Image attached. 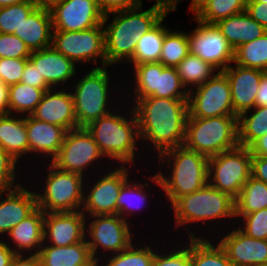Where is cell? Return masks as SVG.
Wrapping results in <instances>:
<instances>
[{"mask_svg": "<svg viewBox=\"0 0 267 266\" xmlns=\"http://www.w3.org/2000/svg\"><path fill=\"white\" fill-rule=\"evenodd\" d=\"M28 59L0 58V80L8 86L21 81Z\"/></svg>", "mask_w": 267, "mask_h": 266, "instance_id": "cell-44", "label": "cell"}, {"mask_svg": "<svg viewBox=\"0 0 267 266\" xmlns=\"http://www.w3.org/2000/svg\"><path fill=\"white\" fill-rule=\"evenodd\" d=\"M158 157L162 164L172 165L171 174L165 177L160 171L150 180L164 190L171 205L181 196L191 194L208 183V157L184 145L165 150Z\"/></svg>", "mask_w": 267, "mask_h": 266, "instance_id": "cell-3", "label": "cell"}, {"mask_svg": "<svg viewBox=\"0 0 267 266\" xmlns=\"http://www.w3.org/2000/svg\"><path fill=\"white\" fill-rule=\"evenodd\" d=\"M126 165H121L115 170H110L94 183L93 187L85 191L81 211L89 216L117 214V199L122 185L129 179ZM89 192V193H88ZM88 194V195H86Z\"/></svg>", "mask_w": 267, "mask_h": 266, "instance_id": "cell-17", "label": "cell"}, {"mask_svg": "<svg viewBox=\"0 0 267 266\" xmlns=\"http://www.w3.org/2000/svg\"><path fill=\"white\" fill-rule=\"evenodd\" d=\"M24 1H29V0H0V7L10 6Z\"/></svg>", "mask_w": 267, "mask_h": 266, "instance_id": "cell-59", "label": "cell"}, {"mask_svg": "<svg viewBox=\"0 0 267 266\" xmlns=\"http://www.w3.org/2000/svg\"><path fill=\"white\" fill-rule=\"evenodd\" d=\"M37 7L50 8L54 3L60 2L62 0H32Z\"/></svg>", "mask_w": 267, "mask_h": 266, "instance_id": "cell-57", "label": "cell"}, {"mask_svg": "<svg viewBox=\"0 0 267 266\" xmlns=\"http://www.w3.org/2000/svg\"><path fill=\"white\" fill-rule=\"evenodd\" d=\"M12 115L0 114V147L18 162L21 156L29 153L26 117Z\"/></svg>", "mask_w": 267, "mask_h": 266, "instance_id": "cell-28", "label": "cell"}, {"mask_svg": "<svg viewBox=\"0 0 267 266\" xmlns=\"http://www.w3.org/2000/svg\"><path fill=\"white\" fill-rule=\"evenodd\" d=\"M207 1L209 0H192L189 9L195 13Z\"/></svg>", "mask_w": 267, "mask_h": 266, "instance_id": "cell-58", "label": "cell"}, {"mask_svg": "<svg viewBox=\"0 0 267 266\" xmlns=\"http://www.w3.org/2000/svg\"><path fill=\"white\" fill-rule=\"evenodd\" d=\"M130 110V120L110 112L85 127L104 157L116 159L123 165L133 163L137 154L136 142L140 140L137 118L133 108Z\"/></svg>", "mask_w": 267, "mask_h": 266, "instance_id": "cell-4", "label": "cell"}, {"mask_svg": "<svg viewBox=\"0 0 267 266\" xmlns=\"http://www.w3.org/2000/svg\"><path fill=\"white\" fill-rule=\"evenodd\" d=\"M219 245L226 252L232 266H256L267 263V240H258L240 228L221 238Z\"/></svg>", "mask_w": 267, "mask_h": 266, "instance_id": "cell-20", "label": "cell"}, {"mask_svg": "<svg viewBox=\"0 0 267 266\" xmlns=\"http://www.w3.org/2000/svg\"><path fill=\"white\" fill-rule=\"evenodd\" d=\"M107 70L106 67H95L75 83V90L71 94L78 128L86 127L92 121L110 113L106 109L110 97Z\"/></svg>", "mask_w": 267, "mask_h": 266, "instance_id": "cell-9", "label": "cell"}, {"mask_svg": "<svg viewBox=\"0 0 267 266\" xmlns=\"http://www.w3.org/2000/svg\"><path fill=\"white\" fill-rule=\"evenodd\" d=\"M44 215L38 207L23 221L14 226L7 234L16 247H10L17 255L28 251L37 255L44 244ZM16 243V244H15ZM31 249L34 250L31 252ZM37 251V252H36Z\"/></svg>", "mask_w": 267, "mask_h": 266, "instance_id": "cell-26", "label": "cell"}, {"mask_svg": "<svg viewBox=\"0 0 267 266\" xmlns=\"http://www.w3.org/2000/svg\"><path fill=\"white\" fill-rule=\"evenodd\" d=\"M87 216L76 212H48L44 215L43 241L56 247L70 246L83 242L86 234ZM49 239V240H48ZM51 243V244H50Z\"/></svg>", "mask_w": 267, "mask_h": 266, "instance_id": "cell-18", "label": "cell"}, {"mask_svg": "<svg viewBox=\"0 0 267 266\" xmlns=\"http://www.w3.org/2000/svg\"><path fill=\"white\" fill-rule=\"evenodd\" d=\"M165 15L154 27L146 32L137 42L132 59L128 63L138 65L141 63L159 62L164 37L168 29L162 25Z\"/></svg>", "mask_w": 267, "mask_h": 266, "instance_id": "cell-30", "label": "cell"}, {"mask_svg": "<svg viewBox=\"0 0 267 266\" xmlns=\"http://www.w3.org/2000/svg\"><path fill=\"white\" fill-rule=\"evenodd\" d=\"M130 181L131 180H127L122 185L117 199V215H119L122 219H125V216L123 217V215L126 213L127 216L132 210L141 209L143 206L142 203L144 204L147 199V195L145 194L146 190H143V188L144 186L148 187V183L146 182L141 185L140 183H132V181Z\"/></svg>", "mask_w": 267, "mask_h": 266, "instance_id": "cell-39", "label": "cell"}, {"mask_svg": "<svg viewBox=\"0 0 267 266\" xmlns=\"http://www.w3.org/2000/svg\"><path fill=\"white\" fill-rule=\"evenodd\" d=\"M99 259L100 258L92 257L89 261L79 266H100L98 265Z\"/></svg>", "mask_w": 267, "mask_h": 266, "instance_id": "cell-60", "label": "cell"}, {"mask_svg": "<svg viewBox=\"0 0 267 266\" xmlns=\"http://www.w3.org/2000/svg\"><path fill=\"white\" fill-rule=\"evenodd\" d=\"M9 113V86L0 80V114Z\"/></svg>", "mask_w": 267, "mask_h": 266, "instance_id": "cell-54", "label": "cell"}, {"mask_svg": "<svg viewBox=\"0 0 267 266\" xmlns=\"http://www.w3.org/2000/svg\"><path fill=\"white\" fill-rule=\"evenodd\" d=\"M52 19L49 8L36 7L20 24L19 37L31 51L45 49L52 45Z\"/></svg>", "mask_w": 267, "mask_h": 266, "instance_id": "cell-25", "label": "cell"}, {"mask_svg": "<svg viewBox=\"0 0 267 266\" xmlns=\"http://www.w3.org/2000/svg\"><path fill=\"white\" fill-rule=\"evenodd\" d=\"M267 106V71L262 76L259 84V90L256 94L255 107Z\"/></svg>", "mask_w": 267, "mask_h": 266, "instance_id": "cell-52", "label": "cell"}, {"mask_svg": "<svg viewBox=\"0 0 267 266\" xmlns=\"http://www.w3.org/2000/svg\"><path fill=\"white\" fill-rule=\"evenodd\" d=\"M29 59L51 87L55 86L56 88L57 85L66 83L77 73L75 69L76 63L52 46L32 51Z\"/></svg>", "mask_w": 267, "mask_h": 266, "instance_id": "cell-23", "label": "cell"}, {"mask_svg": "<svg viewBox=\"0 0 267 266\" xmlns=\"http://www.w3.org/2000/svg\"><path fill=\"white\" fill-rule=\"evenodd\" d=\"M188 112V117L197 118L236 116L230 84L223 71H218L206 83L189 90Z\"/></svg>", "mask_w": 267, "mask_h": 266, "instance_id": "cell-12", "label": "cell"}, {"mask_svg": "<svg viewBox=\"0 0 267 266\" xmlns=\"http://www.w3.org/2000/svg\"><path fill=\"white\" fill-rule=\"evenodd\" d=\"M267 208V184L250 177L235 198V215H246Z\"/></svg>", "mask_w": 267, "mask_h": 266, "instance_id": "cell-32", "label": "cell"}, {"mask_svg": "<svg viewBox=\"0 0 267 266\" xmlns=\"http://www.w3.org/2000/svg\"><path fill=\"white\" fill-rule=\"evenodd\" d=\"M235 64L245 68L267 71V32L234 50Z\"/></svg>", "mask_w": 267, "mask_h": 266, "instance_id": "cell-36", "label": "cell"}, {"mask_svg": "<svg viewBox=\"0 0 267 266\" xmlns=\"http://www.w3.org/2000/svg\"><path fill=\"white\" fill-rule=\"evenodd\" d=\"M36 7L32 0L0 7V33L18 32L20 24Z\"/></svg>", "mask_w": 267, "mask_h": 266, "instance_id": "cell-40", "label": "cell"}, {"mask_svg": "<svg viewBox=\"0 0 267 266\" xmlns=\"http://www.w3.org/2000/svg\"><path fill=\"white\" fill-rule=\"evenodd\" d=\"M2 194H6V198L0 200V234L3 235L37 208V197L34 191H28L21 184L13 189L0 191V198Z\"/></svg>", "mask_w": 267, "mask_h": 266, "instance_id": "cell-22", "label": "cell"}, {"mask_svg": "<svg viewBox=\"0 0 267 266\" xmlns=\"http://www.w3.org/2000/svg\"><path fill=\"white\" fill-rule=\"evenodd\" d=\"M99 8L104 13H111L135 7L140 3L139 0H98Z\"/></svg>", "mask_w": 267, "mask_h": 266, "instance_id": "cell-48", "label": "cell"}, {"mask_svg": "<svg viewBox=\"0 0 267 266\" xmlns=\"http://www.w3.org/2000/svg\"><path fill=\"white\" fill-rule=\"evenodd\" d=\"M104 15L103 24L83 31H52V47L72 62L86 63L91 60L97 63L101 59L102 67H106L104 25L110 18Z\"/></svg>", "mask_w": 267, "mask_h": 266, "instance_id": "cell-10", "label": "cell"}, {"mask_svg": "<svg viewBox=\"0 0 267 266\" xmlns=\"http://www.w3.org/2000/svg\"><path fill=\"white\" fill-rule=\"evenodd\" d=\"M188 247V248H187ZM187 247L171 250L165 255L156 252L151 266H191L190 262V239Z\"/></svg>", "mask_w": 267, "mask_h": 266, "instance_id": "cell-46", "label": "cell"}, {"mask_svg": "<svg viewBox=\"0 0 267 266\" xmlns=\"http://www.w3.org/2000/svg\"><path fill=\"white\" fill-rule=\"evenodd\" d=\"M50 89L45 91L40 103L31 113L35 119L65 128L67 131L78 128L74 113L71 92Z\"/></svg>", "mask_w": 267, "mask_h": 266, "instance_id": "cell-21", "label": "cell"}, {"mask_svg": "<svg viewBox=\"0 0 267 266\" xmlns=\"http://www.w3.org/2000/svg\"><path fill=\"white\" fill-rule=\"evenodd\" d=\"M251 176L267 184V156H252Z\"/></svg>", "mask_w": 267, "mask_h": 266, "instance_id": "cell-50", "label": "cell"}, {"mask_svg": "<svg viewBox=\"0 0 267 266\" xmlns=\"http://www.w3.org/2000/svg\"><path fill=\"white\" fill-rule=\"evenodd\" d=\"M24 255H16L10 266H39V260L36 255L30 254L27 257Z\"/></svg>", "mask_w": 267, "mask_h": 266, "instance_id": "cell-55", "label": "cell"}, {"mask_svg": "<svg viewBox=\"0 0 267 266\" xmlns=\"http://www.w3.org/2000/svg\"><path fill=\"white\" fill-rule=\"evenodd\" d=\"M256 266H267V263H266V264H260V265H256Z\"/></svg>", "mask_w": 267, "mask_h": 266, "instance_id": "cell-62", "label": "cell"}, {"mask_svg": "<svg viewBox=\"0 0 267 266\" xmlns=\"http://www.w3.org/2000/svg\"><path fill=\"white\" fill-rule=\"evenodd\" d=\"M26 131L29 141V155L30 152H39L46 157L47 155L52 156V159L60 150L67 132L63 127L35 119L31 115L26 116Z\"/></svg>", "mask_w": 267, "mask_h": 266, "instance_id": "cell-24", "label": "cell"}, {"mask_svg": "<svg viewBox=\"0 0 267 266\" xmlns=\"http://www.w3.org/2000/svg\"><path fill=\"white\" fill-rule=\"evenodd\" d=\"M215 24L233 50L261 37L267 32L246 11L220 19Z\"/></svg>", "mask_w": 267, "mask_h": 266, "instance_id": "cell-27", "label": "cell"}, {"mask_svg": "<svg viewBox=\"0 0 267 266\" xmlns=\"http://www.w3.org/2000/svg\"><path fill=\"white\" fill-rule=\"evenodd\" d=\"M229 81L234 113L239 117L255 107L256 94L265 71L257 68H245L237 64L223 71Z\"/></svg>", "mask_w": 267, "mask_h": 266, "instance_id": "cell-19", "label": "cell"}, {"mask_svg": "<svg viewBox=\"0 0 267 266\" xmlns=\"http://www.w3.org/2000/svg\"><path fill=\"white\" fill-rule=\"evenodd\" d=\"M32 51L16 35L0 33V58L29 59Z\"/></svg>", "mask_w": 267, "mask_h": 266, "instance_id": "cell-43", "label": "cell"}, {"mask_svg": "<svg viewBox=\"0 0 267 266\" xmlns=\"http://www.w3.org/2000/svg\"><path fill=\"white\" fill-rule=\"evenodd\" d=\"M90 221L86 232L89 234L87 244L92 257L97 256V250L101 247L106 252L109 250L113 254L125 250L132 243V233L130 232L129 223L119 215H95ZM100 246V247H99ZM99 247V248H98Z\"/></svg>", "mask_w": 267, "mask_h": 266, "instance_id": "cell-15", "label": "cell"}, {"mask_svg": "<svg viewBox=\"0 0 267 266\" xmlns=\"http://www.w3.org/2000/svg\"><path fill=\"white\" fill-rule=\"evenodd\" d=\"M248 148L252 156H267V133L255 140Z\"/></svg>", "mask_w": 267, "mask_h": 266, "instance_id": "cell-53", "label": "cell"}, {"mask_svg": "<svg viewBox=\"0 0 267 266\" xmlns=\"http://www.w3.org/2000/svg\"><path fill=\"white\" fill-rule=\"evenodd\" d=\"M141 10L142 3L129 9L111 12L112 22L104 27L106 67L119 62L128 63L142 35L168 14L163 6L157 4L148 10Z\"/></svg>", "mask_w": 267, "mask_h": 266, "instance_id": "cell-2", "label": "cell"}, {"mask_svg": "<svg viewBox=\"0 0 267 266\" xmlns=\"http://www.w3.org/2000/svg\"><path fill=\"white\" fill-rule=\"evenodd\" d=\"M189 54L188 34L166 32L159 62L165 67H176Z\"/></svg>", "mask_w": 267, "mask_h": 266, "instance_id": "cell-38", "label": "cell"}, {"mask_svg": "<svg viewBox=\"0 0 267 266\" xmlns=\"http://www.w3.org/2000/svg\"><path fill=\"white\" fill-rule=\"evenodd\" d=\"M238 145L237 116L187 117L186 148L210 158Z\"/></svg>", "mask_w": 267, "mask_h": 266, "instance_id": "cell-5", "label": "cell"}, {"mask_svg": "<svg viewBox=\"0 0 267 266\" xmlns=\"http://www.w3.org/2000/svg\"><path fill=\"white\" fill-rule=\"evenodd\" d=\"M133 101L140 140L153 143L158 155L184 145L188 99L148 96Z\"/></svg>", "mask_w": 267, "mask_h": 266, "instance_id": "cell-1", "label": "cell"}, {"mask_svg": "<svg viewBox=\"0 0 267 266\" xmlns=\"http://www.w3.org/2000/svg\"><path fill=\"white\" fill-rule=\"evenodd\" d=\"M155 254L156 252L146 244L143 248H137V245L131 243L125 250L109 257V262L105 266H151Z\"/></svg>", "mask_w": 267, "mask_h": 266, "instance_id": "cell-41", "label": "cell"}, {"mask_svg": "<svg viewBox=\"0 0 267 266\" xmlns=\"http://www.w3.org/2000/svg\"><path fill=\"white\" fill-rule=\"evenodd\" d=\"M48 170L44 193H36L37 207L44 213L80 211L84 201L83 176L60 170L51 163Z\"/></svg>", "mask_w": 267, "mask_h": 266, "instance_id": "cell-7", "label": "cell"}, {"mask_svg": "<svg viewBox=\"0 0 267 266\" xmlns=\"http://www.w3.org/2000/svg\"><path fill=\"white\" fill-rule=\"evenodd\" d=\"M251 172L252 154L244 146L238 145L208 160V183L234 199L251 177Z\"/></svg>", "mask_w": 267, "mask_h": 266, "instance_id": "cell-8", "label": "cell"}, {"mask_svg": "<svg viewBox=\"0 0 267 266\" xmlns=\"http://www.w3.org/2000/svg\"><path fill=\"white\" fill-rule=\"evenodd\" d=\"M44 89L36 88L23 84L21 82L9 86V113L15 112L25 115H31L40 103Z\"/></svg>", "mask_w": 267, "mask_h": 266, "instance_id": "cell-35", "label": "cell"}, {"mask_svg": "<svg viewBox=\"0 0 267 266\" xmlns=\"http://www.w3.org/2000/svg\"><path fill=\"white\" fill-rule=\"evenodd\" d=\"M247 3L248 0H209L194 13V17L205 23H216L245 11Z\"/></svg>", "mask_w": 267, "mask_h": 266, "instance_id": "cell-37", "label": "cell"}, {"mask_svg": "<svg viewBox=\"0 0 267 266\" xmlns=\"http://www.w3.org/2000/svg\"><path fill=\"white\" fill-rule=\"evenodd\" d=\"M253 110L250 116L246 111L238 117V143L247 148L267 133V106Z\"/></svg>", "mask_w": 267, "mask_h": 266, "instance_id": "cell-34", "label": "cell"}, {"mask_svg": "<svg viewBox=\"0 0 267 266\" xmlns=\"http://www.w3.org/2000/svg\"><path fill=\"white\" fill-rule=\"evenodd\" d=\"M20 82L29 86L44 89L45 91L54 89L45 81L43 76L40 75V72L35 68L34 63L30 59L26 62Z\"/></svg>", "mask_w": 267, "mask_h": 266, "instance_id": "cell-47", "label": "cell"}, {"mask_svg": "<svg viewBox=\"0 0 267 266\" xmlns=\"http://www.w3.org/2000/svg\"><path fill=\"white\" fill-rule=\"evenodd\" d=\"M245 11L267 31V3L248 1Z\"/></svg>", "mask_w": 267, "mask_h": 266, "instance_id": "cell-49", "label": "cell"}, {"mask_svg": "<svg viewBox=\"0 0 267 266\" xmlns=\"http://www.w3.org/2000/svg\"><path fill=\"white\" fill-rule=\"evenodd\" d=\"M135 79L134 99L158 98L188 99L189 90L179 77L176 67H165L160 62L133 65Z\"/></svg>", "mask_w": 267, "mask_h": 266, "instance_id": "cell-11", "label": "cell"}, {"mask_svg": "<svg viewBox=\"0 0 267 266\" xmlns=\"http://www.w3.org/2000/svg\"><path fill=\"white\" fill-rule=\"evenodd\" d=\"M142 3V0H139ZM157 5L163 6L168 12L177 10V4L182 0H155Z\"/></svg>", "mask_w": 267, "mask_h": 266, "instance_id": "cell-56", "label": "cell"}, {"mask_svg": "<svg viewBox=\"0 0 267 266\" xmlns=\"http://www.w3.org/2000/svg\"><path fill=\"white\" fill-rule=\"evenodd\" d=\"M17 161L0 147V191H7L20 185H15V169Z\"/></svg>", "mask_w": 267, "mask_h": 266, "instance_id": "cell-45", "label": "cell"}, {"mask_svg": "<svg viewBox=\"0 0 267 266\" xmlns=\"http://www.w3.org/2000/svg\"><path fill=\"white\" fill-rule=\"evenodd\" d=\"M175 213V227L193 222L235 219V199L207 183L203 188L178 198L171 205Z\"/></svg>", "mask_w": 267, "mask_h": 266, "instance_id": "cell-6", "label": "cell"}, {"mask_svg": "<svg viewBox=\"0 0 267 266\" xmlns=\"http://www.w3.org/2000/svg\"><path fill=\"white\" fill-rule=\"evenodd\" d=\"M10 243H5L0 240V266H10L16 253L10 248Z\"/></svg>", "mask_w": 267, "mask_h": 266, "instance_id": "cell-51", "label": "cell"}, {"mask_svg": "<svg viewBox=\"0 0 267 266\" xmlns=\"http://www.w3.org/2000/svg\"><path fill=\"white\" fill-rule=\"evenodd\" d=\"M190 238V262L191 266H232L224 249L216 243L212 244L208 239L196 237L192 231H188Z\"/></svg>", "mask_w": 267, "mask_h": 266, "instance_id": "cell-31", "label": "cell"}, {"mask_svg": "<svg viewBox=\"0 0 267 266\" xmlns=\"http://www.w3.org/2000/svg\"><path fill=\"white\" fill-rule=\"evenodd\" d=\"M102 156L92 135L85 127H79L66 132L60 150L50 163L60 170L84 176L86 168Z\"/></svg>", "mask_w": 267, "mask_h": 266, "instance_id": "cell-13", "label": "cell"}, {"mask_svg": "<svg viewBox=\"0 0 267 266\" xmlns=\"http://www.w3.org/2000/svg\"><path fill=\"white\" fill-rule=\"evenodd\" d=\"M44 245L36 255L39 266H79L92 258L86 239L65 247Z\"/></svg>", "mask_w": 267, "mask_h": 266, "instance_id": "cell-29", "label": "cell"}, {"mask_svg": "<svg viewBox=\"0 0 267 266\" xmlns=\"http://www.w3.org/2000/svg\"><path fill=\"white\" fill-rule=\"evenodd\" d=\"M177 73L187 90L202 85L211 79L216 68L197 55L189 53L177 66ZM215 71V72H214ZM189 88V89H188Z\"/></svg>", "mask_w": 267, "mask_h": 266, "instance_id": "cell-33", "label": "cell"}, {"mask_svg": "<svg viewBox=\"0 0 267 266\" xmlns=\"http://www.w3.org/2000/svg\"><path fill=\"white\" fill-rule=\"evenodd\" d=\"M248 1H256V2H261V3H264V4L267 3V0H248Z\"/></svg>", "mask_w": 267, "mask_h": 266, "instance_id": "cell-61", "label": "cell"}, {"mask_svg": "<svg viewBox=\"0 0 267 266\" xmlns=\"http://www.w3.org/2000/svg\"><path fill=\"white\" fill-rule=\"evenodd\" d=\"M235 217L244 219V228L240 229L245 234L258 240H267V208L246 215H235Z\"/></svg>", "mask_w": 267, "mask_h": 266, "instance_id": "cell-42", "label": "cell"}, {"mask_svg": "<svg viewBox=\"0 0 267 266\" xmlns=\"http://www.w3.org/2000/svg\"><path fill=\"white\" fill-rule=\"evenodd\" d=\"M53 30L83 31L103 24L98 0H62L49 8Z\"/></svg>", "mask_w": 267, "mask_h": 266, "instance_id": "cell-16", "label": "cell"}, {"mask_svg": "<svg viewBox=\"0 0 267 266\" xmlns=\"http://www.w3.org/2000/svg\"><path fill=\"white\" fill-rule=\"evenodd\" d=\"M197 22V28L188 34L189 53L210 63L217 71H224L234 61V50L215 23Z\"/></svg>", "mask_w": 267, "mask_h": 266, "instance_id": "cell-14", "label": "cell"}]
</instances>
